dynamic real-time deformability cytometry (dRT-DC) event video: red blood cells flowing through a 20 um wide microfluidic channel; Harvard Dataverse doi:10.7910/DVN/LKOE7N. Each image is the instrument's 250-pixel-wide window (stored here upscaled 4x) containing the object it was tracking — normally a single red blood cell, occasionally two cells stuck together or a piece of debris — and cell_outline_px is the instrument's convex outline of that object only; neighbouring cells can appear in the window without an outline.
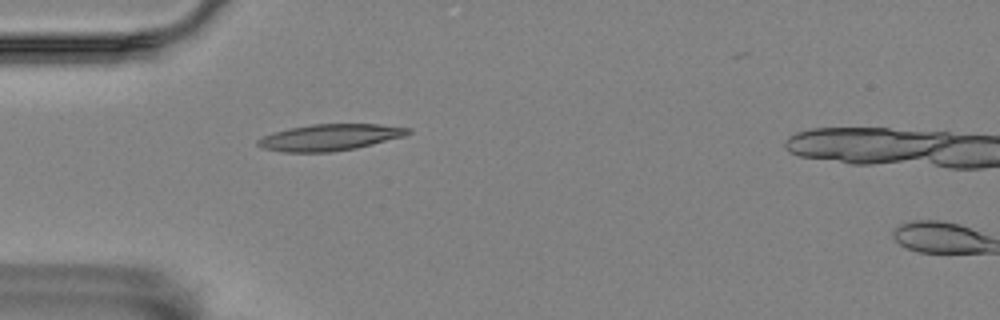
{"species": "Egyptian fruit bat (a non-hibernating species)", "species_latin": "Rousettus aegyptiacus", "temperature_condition": "room temperature", "stored_images_in_passage": 4, "camera_frame_rate_fps": 3000, "um_per_image_px": 0.085, "animal": {"sex": "female"}, "frame": {"image": 1, "passage_image": 3, "time_ms": 0.667, "image_size_px": [1000, 320], "cell_outline_px": [[412, 132], [404, 136], [356, 148], [332, 152], [280, 152], [264, 148], [256, 144], [256, 140], [272, 132], [288, 128], [312, 124], [380, 124], [412, 128]], "centroid_in_image_um": [28.03, 11.67], "position_along_channel_um": 57.0, "area_um2": 23.24}}